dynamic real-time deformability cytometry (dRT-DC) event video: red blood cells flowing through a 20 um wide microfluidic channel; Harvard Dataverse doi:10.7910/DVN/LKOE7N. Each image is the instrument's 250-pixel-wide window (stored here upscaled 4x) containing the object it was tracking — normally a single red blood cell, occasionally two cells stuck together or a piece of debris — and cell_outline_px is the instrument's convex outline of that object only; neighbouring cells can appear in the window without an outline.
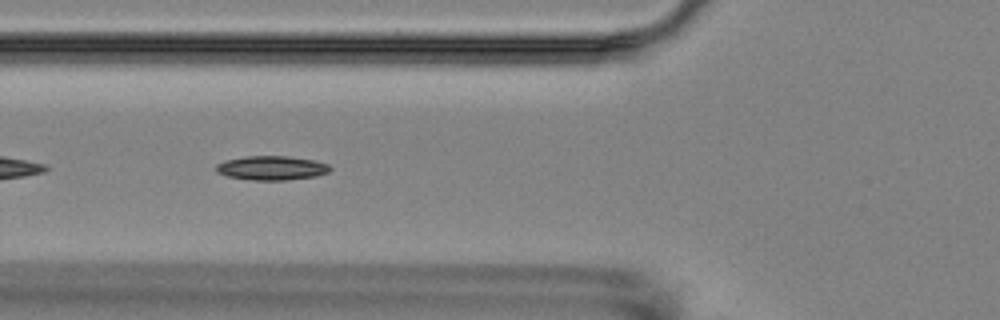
{"species": "Egyptian fruit bat (a non-hibernating species)", "species_latin": "Rousettus aegyptiacus", "temperature_condition": "room temperature", "stored_images_in_passage": 7, "camera_frame_rate_fps": 3000, "um_per_image_px": 0.085, "animal": {"sex": "female"}, "frame": {"image": 1, "passage_image": 6, "time_ms": 5.667, "image_size_px": [1000, 320], "cell_outline_px": [[332, 168], [328, 172], [316, 176], [288, 180], [252, 180], [228, 176], [216, 172], [216, 164], [224, 160], [248, 156], [288, 156], [312, 160], [328, 164]], "centroid_in_image_um": [23.08, 14.28], "position_along_channel_um": 102.7, "area_um2": 16.01}}